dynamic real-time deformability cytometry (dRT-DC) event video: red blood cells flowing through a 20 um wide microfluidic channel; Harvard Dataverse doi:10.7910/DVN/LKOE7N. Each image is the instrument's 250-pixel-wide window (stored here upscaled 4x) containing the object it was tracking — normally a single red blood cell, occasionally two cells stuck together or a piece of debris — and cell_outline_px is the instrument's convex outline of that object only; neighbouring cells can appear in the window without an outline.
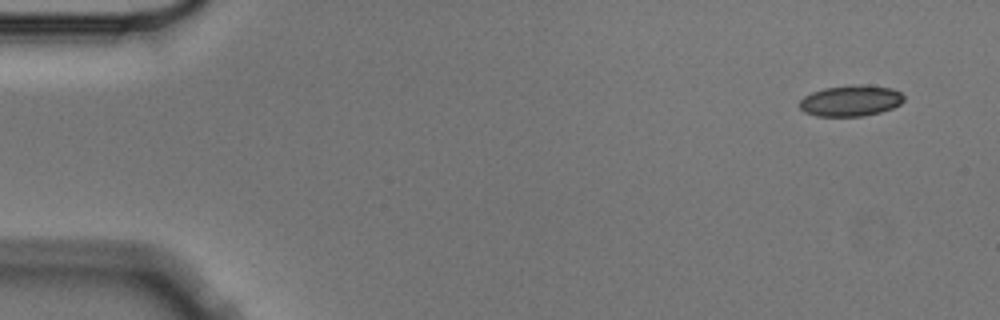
{"species": "Egyptian fruit bat (a non-hibernating species)", "species_latin": "Rousettus aegyptiacus", "temperature_condition": "cold", "stored_images_in_passage": 6, "camera_frame_rate_fps": 3000, "um_per_image_px": 0.085, "animal": {"sex": "male"}, "frame": {"image": 1, "passage_image": 1, "time_ms": 0.0, "image_size_px": [1000, 320], "cell_outline_px": [[904, 100], [900, 104], [892, 108], [880, 112], [864, 116], [816, 116], [804, 112], [800, 108], [800, 100], [804, 96], [812, 92], [824, 88], [892, 88], [900, 92], [904, 96]], "centroid_in_image_um": [72.27, 8.63], "position_along_channel_um": 12.7, "area_um2": 17.86}}
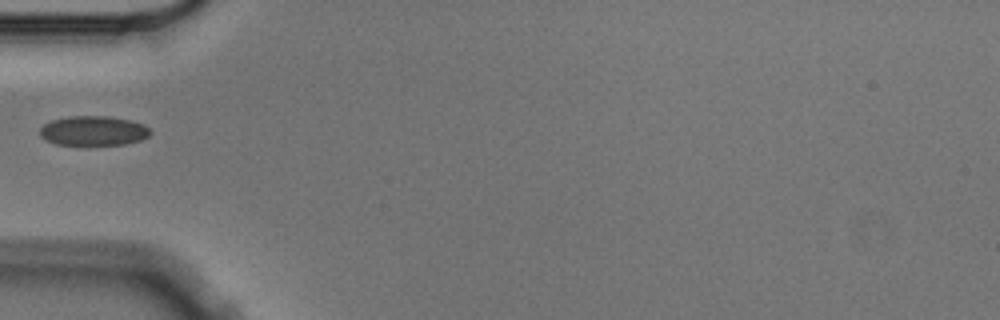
{"frame": {"image": 2, "passage_image": 5, "time_ms": 1.333, "image_size_px": [1000, 320], "cell_outline_px": [[152, 132], [148, 136], [140, 140], [124, 144], [56, 144], [44, 140], [40, 136], [40, 128], [44, 124], [52, 120], [68, 116], [108, 116], [128, 120], [144, 124]], "centroid_in_image_um": [7.92, 11.11], "position_along_channel_um": 77.1, "area_um2": 18.9}}
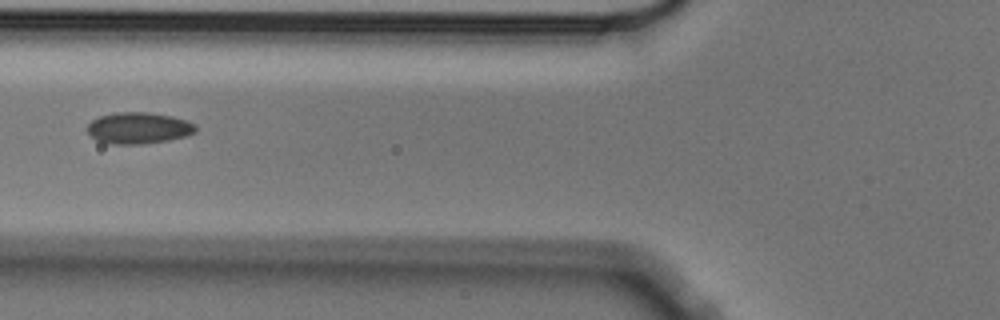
{"frame": {"image": 3, "passage_image": 6, "time_ms": 1.667, "image_size_px": [1000, 320], "cell_outline_px": [[196, 132], [188, 136], [168, 140], [144, 144], [112, 144], [96, 140], [88, 132], [88, 124], [92, 120], [100, 116], [116, 112], [148, 112], [172, 116], [196, 124]], "centroid_in_image_um": [11.8, 10.88], "position_along_channel_um": 114.0, "area_um2": 19.88}}